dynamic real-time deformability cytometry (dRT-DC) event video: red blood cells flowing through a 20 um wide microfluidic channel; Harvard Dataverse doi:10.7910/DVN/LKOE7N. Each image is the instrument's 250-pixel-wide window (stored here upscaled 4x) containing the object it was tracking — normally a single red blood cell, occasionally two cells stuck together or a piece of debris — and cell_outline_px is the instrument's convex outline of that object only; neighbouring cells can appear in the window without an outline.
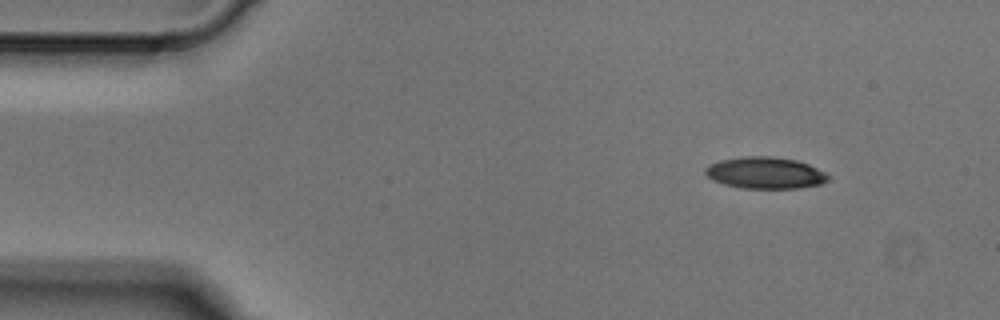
{"species": "Egyptian fruit bat (a non-hibernating species)", "species_latin": "Rousettus aegyptiacus", "temperature_condition": "cold", "stored_images_in_passage": 4, "camera_frame_rate_fps": 3000, "um_per_image_px": 0.085, "animal": {"sex": "male"}, "frame": {"image": 1, "passage_image": 1, "time_ms": 0.0, "image_size_px": [1000, 320], "cell_outline_px": [[828, 180], [820, 184], [800, 188], [744, 188], [724, 184], [712, 180], [704, 172], [704, 168], [708, 164], [720, 160], [740, 156], [772, 156], [796, 160], [808, 164], [824, 172], [828, 176]], "centroid_in_image_um": [65.0, 14.68], "position_along_channel_um": 20.0, "area_um2": 22.66}}